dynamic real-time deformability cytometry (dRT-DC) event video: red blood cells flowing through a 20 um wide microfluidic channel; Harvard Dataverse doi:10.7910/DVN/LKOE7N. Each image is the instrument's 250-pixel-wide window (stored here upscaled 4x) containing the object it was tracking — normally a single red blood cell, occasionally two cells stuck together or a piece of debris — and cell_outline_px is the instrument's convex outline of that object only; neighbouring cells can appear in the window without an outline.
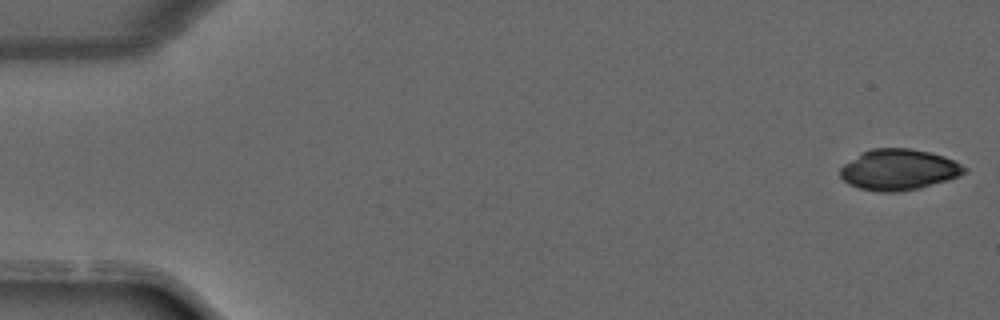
{"species": "common noctule bat (a hibernating species)", "species_latin": "Nyctalus noctula", "temperature_condition": "warm", "stored_images_in_passage": 15, "camera_frame_rate_fps": 3000, "um_per_image_px": 0.085, "animal": {"sex": "male", "forearm_length_mm": 52.5}, "frame": {"image": 1, "passage_image": 1, "time_ms": 0.0, "image_size_px": [1000, 320], "cell_outline_px": [[968, 168], [964, 172], [956, 176], [944, 180], [916, 188], [896, 192], [876, 192], [860, 188], [848, 184], [840, 176], [840, 168], [844, 164], [864, 152], [872, 148], [908, 148], [928, 152], [944, 156]], "centroid_in_image_um": [76.34, 14.42], "position_along_channel_um": 8.7, "area_um2": 28.96}}